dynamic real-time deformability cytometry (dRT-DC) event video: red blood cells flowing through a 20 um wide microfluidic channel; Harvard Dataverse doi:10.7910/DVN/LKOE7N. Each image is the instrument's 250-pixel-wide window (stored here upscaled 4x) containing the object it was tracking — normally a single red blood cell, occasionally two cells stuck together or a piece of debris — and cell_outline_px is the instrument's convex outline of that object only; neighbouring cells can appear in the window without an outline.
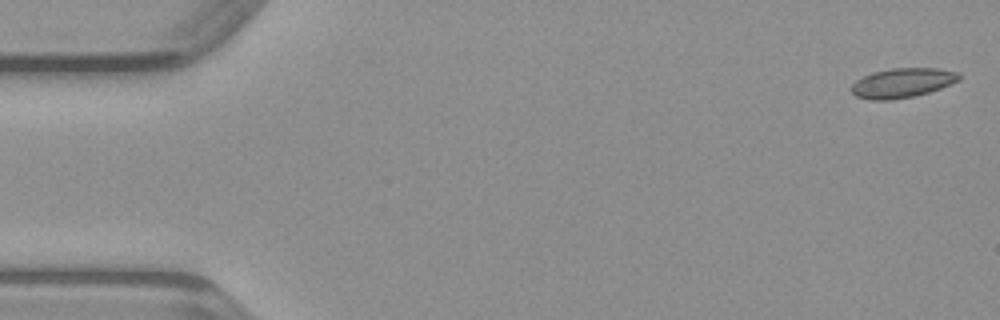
{"species": "common noctule bat (a hibernating species)", "species_latin": "Nyctalus noctula", "temperature_condition": "warm", "stored_images_in_passage": 48, "camera_frame_rate_fps": 3000, "um_per_image_px": 0.085, "animal": {"sex": "male", "body_mass_g": 23.1, "forearm_length_mm": 52.7}, "frame": {"image": 1, "passage_image": 1, "time_ms": 0.0, "image_size_px": [1000, 320], "cell_outline_px": [[960, 80], [940, 88], [916, 96], [892, 100], [868, 100], [856, 96], [852, 92], [852, 84], [856, 80], [872, 72], [892, 68], [936, 68], [960, 72]], "centroid_in_image_um": [76.7, 7.05], "position_along_channel_um": 8.3, "area_um2": 18.61}}
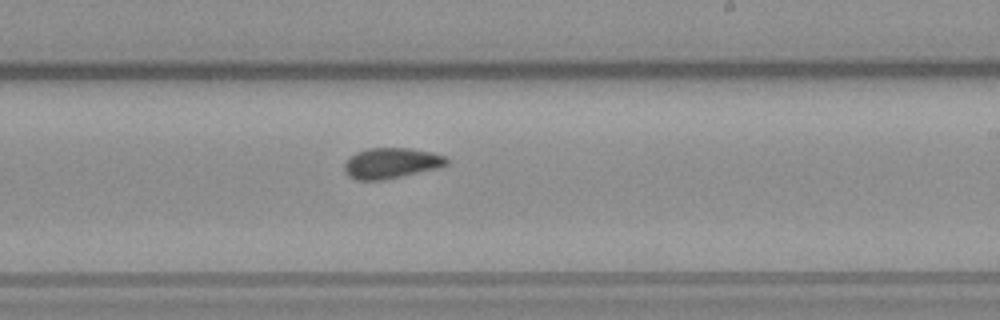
{"frame": {"image": 2, "passage_image": 28, "time_ms": 9.0, "image_size_px": [1000, 320], "cell_outline_px": [[448, 164], [440, 168], [384, 180], [356, 180], [348, 176], [344, 172], [344, 164], [356, 152], [368, 148], [408, 148], [432, 152], [444, 156], [448, 160]], "centroid_in_image_um": [33.26, 13.88], "position_along_channel_um": 255.7, "area_um2": 18.32}}
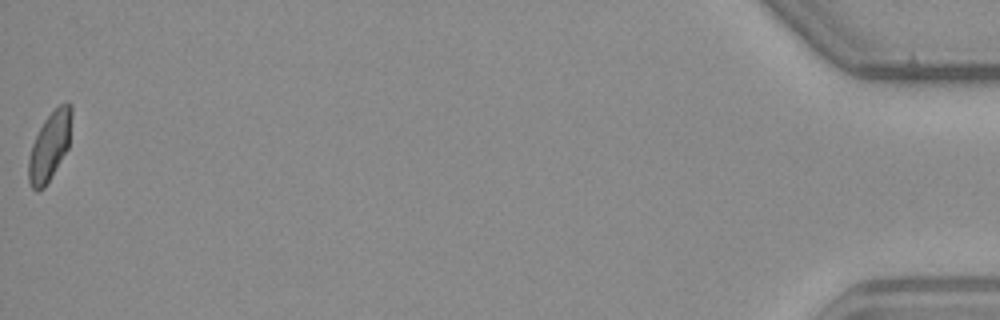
{"frame": {"image": 3, "passage_image": 48, "time_ms": 15.667, "image_size_px": [1000, 320], "cell_outline_px": [[72, 116], [68, 148], [44, 188], [36, 192], [32, 188], [28, 180], [28, 160], [32, 144], [44, 120], [60, 104], [68, 100], [72, 104]], "centroid_in_image_um": [4.23, 12.41], "position_along_channel_um": 431.0, "area_um2": 17.11}}